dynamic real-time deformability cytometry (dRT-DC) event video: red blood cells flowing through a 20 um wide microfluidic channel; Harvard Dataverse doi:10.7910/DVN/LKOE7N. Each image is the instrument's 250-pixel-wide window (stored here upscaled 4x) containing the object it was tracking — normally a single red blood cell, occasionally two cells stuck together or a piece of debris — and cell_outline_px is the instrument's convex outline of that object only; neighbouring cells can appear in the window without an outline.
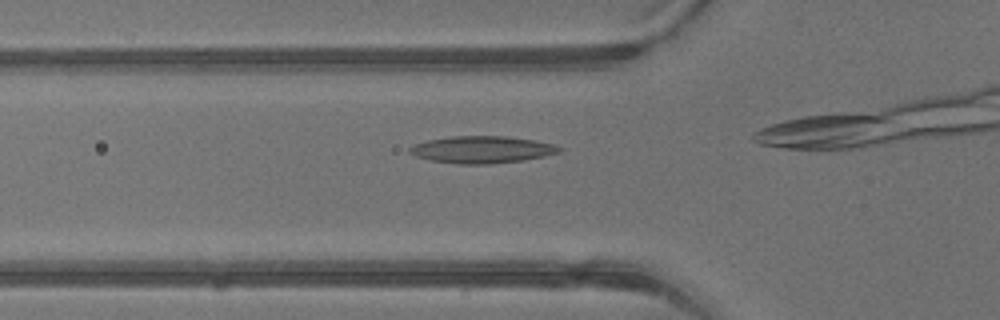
{"species": "common noctule bat (a hibernating species)", "species_latin": "Nyctalus noctula", "temperature_condition": "warm", "stored_images_in_passage": 3, "camera_frame_rate_fps": 3000, "um_per_image_px": 0.085, "animal": {"sex": "male", "body_mass_g": 13.3}, "frame": {"image": 1, "passage_image": 3, "time_ms": 0.667, "image_size_px": [1000, 320], "cell_outline_px": [[564, 148], [560, 152], [544, 156], [524, 160], [488, 164], [456, 164], [432, 160], [416, 156], [408, 152], [408, 148], [416, 144], [428, 140], [452, 136], [508, 136], [532, 140], [552, 144]], "centroid_in_image_um": [40.97, 12.72], "position_along_channel_um": 84.8, "area_um2": 23.47}}